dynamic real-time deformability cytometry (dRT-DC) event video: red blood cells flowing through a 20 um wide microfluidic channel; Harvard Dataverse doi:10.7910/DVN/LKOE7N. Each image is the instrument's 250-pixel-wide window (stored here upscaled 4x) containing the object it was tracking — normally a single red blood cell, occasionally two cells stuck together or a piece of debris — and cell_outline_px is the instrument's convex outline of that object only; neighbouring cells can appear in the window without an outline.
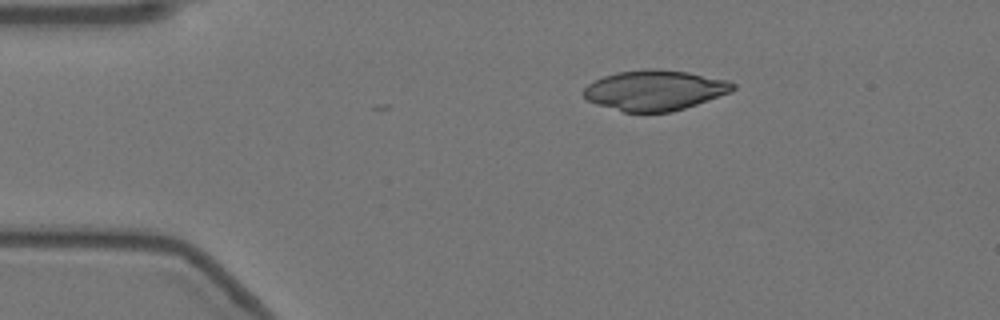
{"species": "Egyptian fruit bat (a non-hibernating species)", "species_latin": "Rousettus aegyptiacus", "temperature_condition": "warm", "stored_images_in_passage": 5, "camera_frame_rate_fps": 3000, "um_per_image_px": 0.085, "animal": {"sex": "female"}, "frame": {"image": 1, "passage_image": 1, "time_ms": 0.0, "image_size_px": [1000, 320], "cell_outline_px": [[736, 88], [732, 92], [672, 112], [624, 112], [596, 104], [588, 100], [584, 96], [584, 88], [588, 84], [604, 76], [616, 72], [644, 68], [660, 68], [688, 72], [728, 80], [736, 84]], "centroid_in_image_um": [55.68, 7.66], "position_along_channel_um": 29.3, "area_um2": 35.2}}